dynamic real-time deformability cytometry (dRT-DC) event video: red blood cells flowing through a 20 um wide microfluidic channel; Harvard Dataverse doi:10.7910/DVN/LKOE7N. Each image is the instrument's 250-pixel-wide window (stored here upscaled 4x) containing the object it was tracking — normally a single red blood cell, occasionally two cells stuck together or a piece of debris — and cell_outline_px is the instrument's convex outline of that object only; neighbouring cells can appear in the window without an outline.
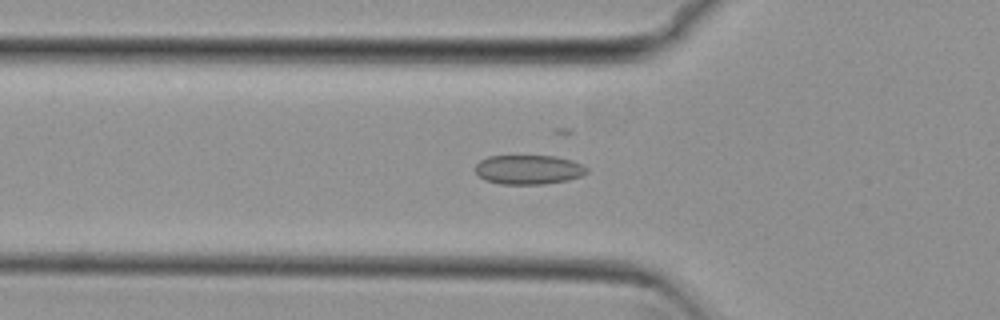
{"species": "common noctule bat (a hibernating species)", "species_latin": "Nyctalus noctula", "temperature_condition": "cold", "stored_images_in_passage": 54, "camera_frame_rate_fps": 3000, "um_per_image_px": 0.085, "animal": {"sex": "female", "body_mass_g": 29.2, "forearm_length_mm": 56.3}, "frame": {"image": 1, "passage_image": 18, "time_ms": 5.667, "image_size_px": [1000, 320], "cell_outline_px": [[588, 172], [580, 176], [568, 180], [544, 184], [500, 184], [484, 180], [476, 172], [476, 164], [480, 160], [488, 156], [556, 156], [572, 160], [588, 168]], "centroid_in_image_um": [44.92, 14.42], "position_along_channel_um": 80.9, "area_um2": 19.07}}
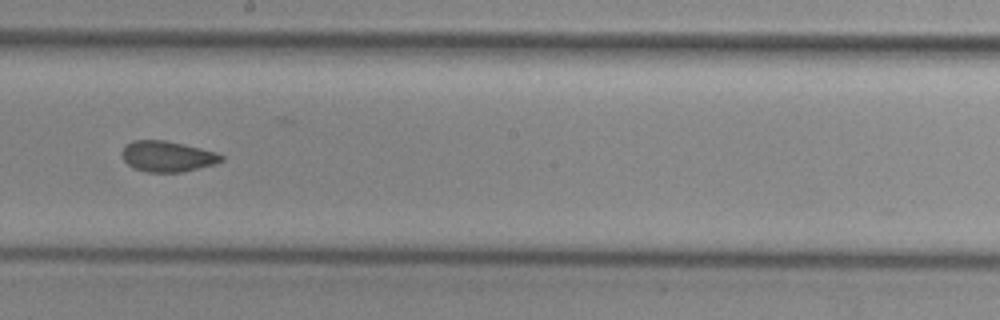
{"frame": {"image": 2, "passage_image": 30, "time_ms": 9.667, "image_size_px": [1000, 320], "cell_outline_px": [[224, 160], [216, 164], [180, 172], [148, 172], [132, 168], [124, 160], [120, 152], [124, 144], [132, 140], [164, 140], [200, 148], [216, 152], [224, 156]], "centroid_in_image_um": [14.19, 13.29], "position_along_channel_um": 234.0, "area_um2": 17.92}}
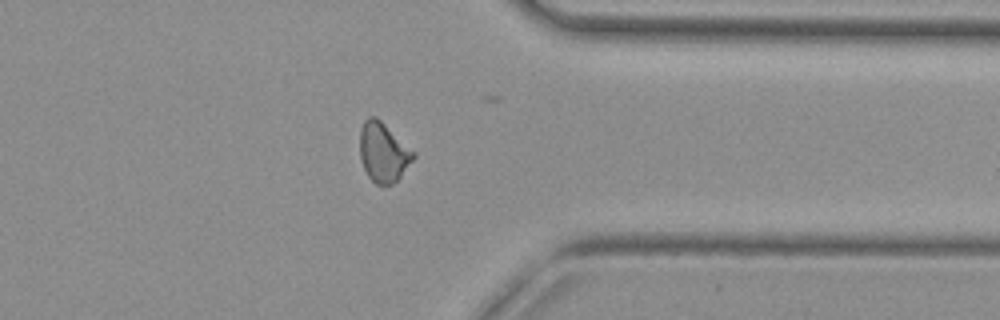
{"frame": {"image": 3, "passage_image": 42, "time_ms": 13.667, "image_size_px": [1000, 320], "cell_outline_px": [[416, 156], [400, 176], [392, 184], [376, 184], [368, 176], [360, 160], [360, 128], [364, 120], [368, 116], [376, 116], [416, 152]], "centroid_in_image_um": [32.57, 12.91], "position_along_channel_um": 378.8, "area_um2": 18.55}, "authors_computed_cell_mechanics": {"area_um2": 18.5827, "velocity_mm_per_s": 3.8172, "shape_relaxation_time_tau1_ms": null, "shape_relaxation_time_tau2_ms": 1.5397, "deformation_change_tau1": null, "deformation_change_tau2": 0.0559}}